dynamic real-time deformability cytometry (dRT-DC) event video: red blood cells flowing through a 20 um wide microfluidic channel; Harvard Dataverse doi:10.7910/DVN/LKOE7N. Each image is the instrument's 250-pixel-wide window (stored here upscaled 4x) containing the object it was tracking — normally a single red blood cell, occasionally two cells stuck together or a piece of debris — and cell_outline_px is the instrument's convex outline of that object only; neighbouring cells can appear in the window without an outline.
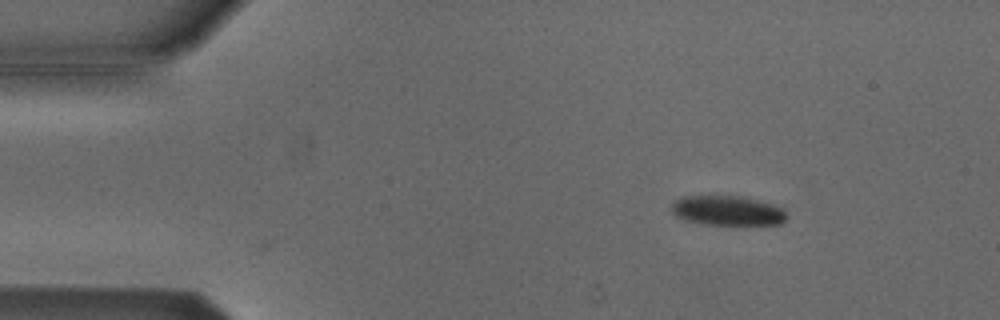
{"species": "Egyptian fruit bat (a non-hibernating species)", "species_latin": "Rousettus aegyptiacus", "temperature_condition": "cold", "stored_images_in_passage": 36, "camera_frame_rate_fps": 3000, "um_per_image_px": 0.085, "animal": {"sex": "male"}, "frame": {"image": 1, "passage_image": 1, "time_ms": 0.0, "image_size_px": [1000, 320], "cell_outline_px": [[784, 220], [780, 224], [704, 224], [684, 220], [676, 216], [672, 212], [672, 204], [680, 196], [744, 196], [780, 208], [784, 212]], "centroid_in_image_um": [61.74, 17.89], "position_along_channel_um": 23.3, "area_um2": 19.48}}
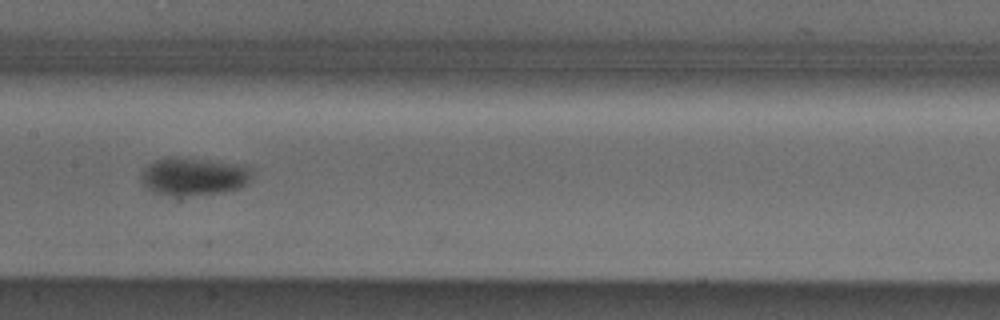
{"frame": {"image": 2, "passage_image": 20, "time_ms": 6.333, "image_size_px": [1000, 320], "cell_outline_px": [[252, 168], [248, 184], [240, 188], [224, 192], [152, 192], [140, 180], [140, 176], [144, 168], [148, 164], [164, 156], [176, 156], [208, 160], [236, 164]], "centroid_in_image_um": [16.46, 14.92], "position_along_channel_um": 190.9, "area_um2": 23.52}}
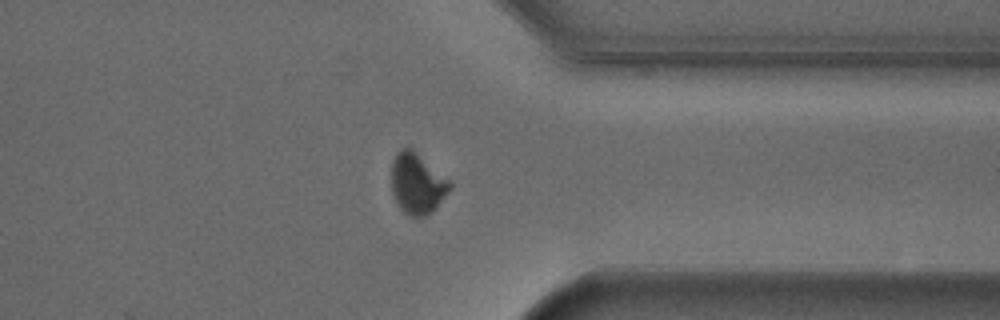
{"frame": {"image": 3, "passage_image": 35, "time_ms": 11.333, "image_size_px": [1000, 320], "cell_outline_px": [[452, 188], [432, 212], [424, 216], [408, 216], [400, 208], [392, 192], [392, 160], [396, 152], [400, 148], [412, 148], [448, 180], [452, 184]], "centroid_in_image_um": [35.45, 15.6], "position_along_channel_um": 376.0, "area_um2": 20.46}}